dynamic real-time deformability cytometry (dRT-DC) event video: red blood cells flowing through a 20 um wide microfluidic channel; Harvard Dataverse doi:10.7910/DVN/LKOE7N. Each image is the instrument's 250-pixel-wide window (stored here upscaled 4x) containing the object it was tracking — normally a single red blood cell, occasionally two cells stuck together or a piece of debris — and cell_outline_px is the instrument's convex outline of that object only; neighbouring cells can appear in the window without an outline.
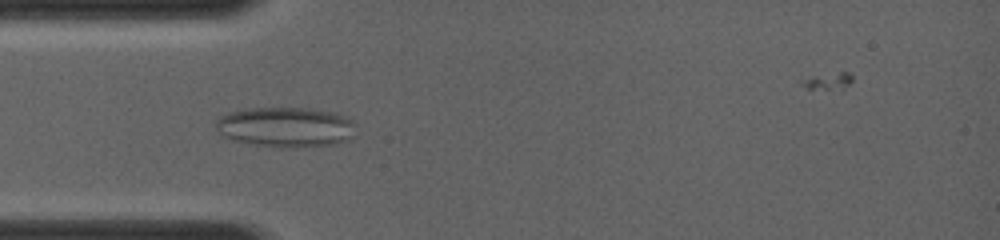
{"species": "common noctule bat (a hibernating species)", "species_latin": "Nyctalus noctula", "temperature_condition": "room temperature", "stored_images_in_passage": 11, "camera_frame_rate_fps": 4000, "um_per_image_px": 0.085, "animal": {"sex": "female", "body_mass_g": 19.0, "forearm_length_mm": 56.7}, "frame": {"image": 1, "passage_image": 8, "time_ms": 3.75, "image_size_px": [1000, 240], "cell_outline_px": [[356, 124], [352, 136], [348, 140], [336, 144], [280, 148], [232, 140], [220, 136], [216, 128], [216, 120], [220, 116], [228, 112], [248, 108], [304, 108], [332, 112], [352, 120]], "centroid_in_image_um": [24.24, 10.8], "position_along_channel_um": 60.8, "area_um2": 32.71}}